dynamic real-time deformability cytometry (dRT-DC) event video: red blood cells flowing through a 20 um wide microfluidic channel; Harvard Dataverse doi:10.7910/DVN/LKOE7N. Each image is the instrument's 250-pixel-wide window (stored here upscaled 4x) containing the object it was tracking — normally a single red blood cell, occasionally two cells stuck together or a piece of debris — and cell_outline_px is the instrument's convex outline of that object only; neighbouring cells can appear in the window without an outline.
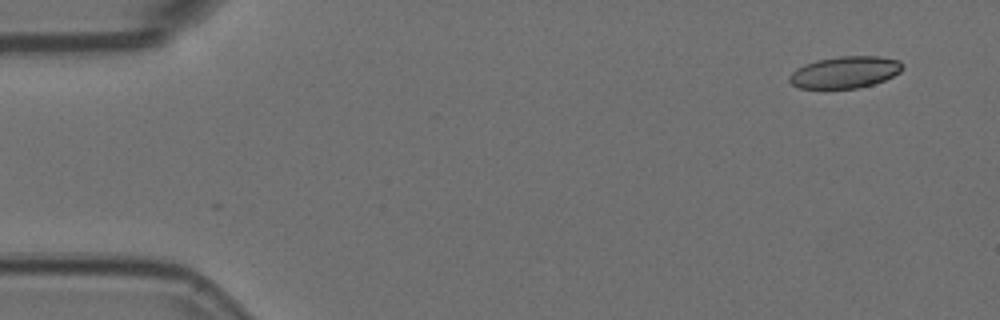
{"species": "Egyptian fruit bat (a non-hibernating species)", "species_latin": "Rousettus aegyptiacus", "temperature_condition": "room temperature", "stored_images_in_passage": 35, "camera_frame_rate_fps": 3000, "um_per_image_px": 0.085, "animal": {"sex": "female"}, "frame": {"image": 1, "passage_image": 1, "time_ms": 0.0, "image_size_px": [1000, 320], "cell_outline_px": [[904, 68], [900, 72], [884, 80], [860, 88], [800, 88], [792, 84], [788, 80], [788, 76], [796, 68], [804, 64], [816, 60], [840, 56], [880, 56], [900, 60], [904, 64]], "centroid_in_image_um": [71.83, 6.13], "position_along_channel_um": 13.2, "area_um2": 21.1}}
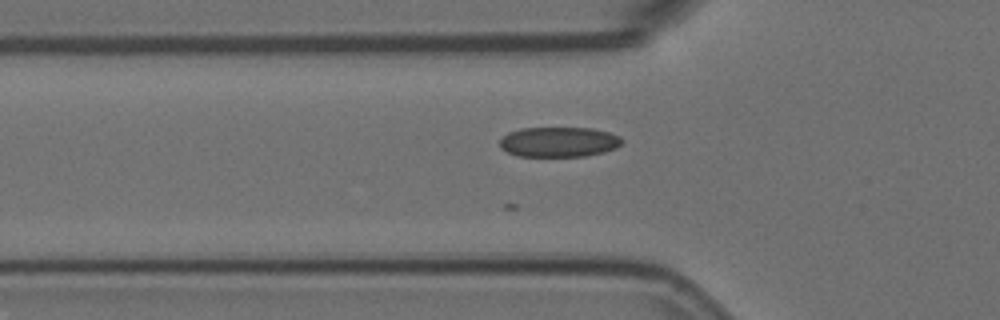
{"frame": {"image": 2, "passage_image": 16, "time_ms": 5.0, "image_size_px": [1000, 320], "cell_outline_px": [[624, 140], [616, 148], [604, 152], [584, 156], [516, 156], [500, 148], [500, 140], [508, 132], [520, 128], [592, 128], [608, 132], [620, 136]], "centroid_in_image_um": [47.5, 12.06], "position_along_channel_um": 78.3, "area_um2": 21.44}}
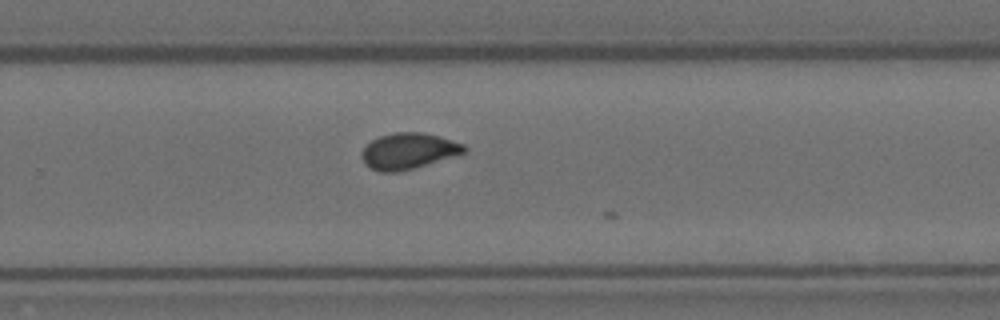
{"frame": {"image": 3, "passage_image": 34, "time_ms": 11.0, "image_size_px": [1000, 320], "cell_outline_px": [[468, 148], [464, 152], [452, 156], [412, 168], [396, 172], [380, 172], [364, 164], [360, 156], [360, 152], [372, 140], [380, 136], [392, 132], [424, 132], [440, 136], [464, 144]], "centroid_in_image_um": [34.68, 12.82], "position_along_channel_um": 295.1, "area_um2": 21.33}}